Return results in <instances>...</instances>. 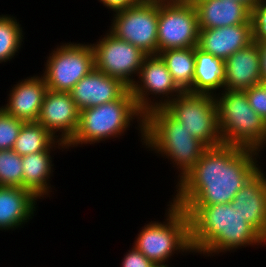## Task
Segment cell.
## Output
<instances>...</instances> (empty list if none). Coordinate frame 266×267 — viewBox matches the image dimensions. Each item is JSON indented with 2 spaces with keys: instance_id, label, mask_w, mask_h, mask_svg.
<instances>
[{
  "instance_id": "obj_4",
  "label": "cell",
  "mask_w": 266,
  "mask_h": 267,
  "mask_svg": "<svg viewBox=\"0 0 266 267\" xmlns=\"http://www.w3.org/2000/svg\"><path fill=\"white\" fill-rule=\"evenodd\" d=\"M137 122L140 141L144 146L145 115L137 108L133 95L128 88L117 100L80 110L79 125L76 134L67 144L66 152L75 147L94 145L120 139L130 126Z\"/></svg>"
},
{
  "instance_id": "obj_30",
  "label": "cell",
  "mask_w": 266,
  "mask_h": 267,
  "mask_svg": "<svg viewBox=\"0 0 266 267\" xmlns=\"http://www.w3.org/2000/svg\"><path fill=\"white\" fill-rule=\"evenodd\" d=\"M120 263L121 267H158L151 260H149L143 253H141L134 245L127 250Z\"/></svg>"
},
{
  "instance_id": "obj_33",
  "label": "cell",
  "mask_w": 266,
  "mask_h": 267,
  "mask_svg": "<svg viewBox=\"0 0 266 267\" xmlns=\"http://www.w3.org/2000/svg\"><path fill=\"white\" fill-rule=\"evenodd\" d=\"M236 1H239V2L247 5L250 9H252L254 7V5L260 0H236Z\"/></svg>"
},
{
  "instance_id": "obj_2",
  "label": "cell",
  "mask_w": 266,
  "mask_h": 267,
  "mask_svg": "<svg viewBox=\"0 0 266 267\" xmlns=\"http://www.w3.org/2000/svg\"><path fill=\"white\" fill-rule=\"evenodd\" d=\"M189 218V240L193 255L215 257L244 247L266 246V239L231 203L176 205ZM203 254V255H202Z\"/></svg>"
},
{
  "instance_id": "obj_15",
  "label": "cell",
  "mask_w": 266,
  "mask_h": 267,
  "mask_svg": "<svg viewBox=\"0 0 266 267\" xmlns=\"http://www.w3.org/2000/svg\"><path fill=\"white\" fill-rule=\"evenodd\" d=\"M128 87L95 68L69 91L79 110L117 100Z\"/></svg>"
},
{
  "instance_id": "obj_11",
  "label": "cell",
  "mask_w": 266,
  "mask_h": 267,
  "mask_svg": "<svg viewBox=\"0 0 266 267\" xmlns=\"http://www.w3.org/2000/svg\"><path fill=\"white\" fill-rule=\"evenodd\" d=\"M91 45L95 69L119 79L130 88L137 79L147 55L131 43L116 38L108 30Z\"/></svg>"
},
{
  "instance_id": "obj_18",
  "label": "cell",
  "mask_w": 266,
  "mask_h": 267,
  "mask_svg": "<svg viewBox=\"0 0 266 267\" xmlns=\"http://www.w3.org/2000/svg\"><path fill=\"white\" fill-rule=\"evenodd\" d=\"M231 205L266 239V173L262 167L237 192Z\"/></svg>"
},
{
  "instance_id": "obj_29",
  "label": "cell",
  "mask_w": 266,
  "mask_h": 267,
  "mask_svg": "<svg viewBox=\"0 0 266 267\" xmlns=\"http://www.w3.org/2000/svg\"><path fill=\"white\" fill-rule=\"evenodd\" d=\"M248 102L252 109L266 121V90L261 85L252 86L245 90Z\"/></svg>"
},
{
  "instance_id": "obj_26",
  "label": "cell",
  "mask_w": 266,
  "mask_h": 267,
  "mask_svg": "<svg viewBox=\"0 0 266 267\" xmlns=\"http://www.w3.org/2000/svg\"><path fill=\"white\" fill-rule=\"evenodd\" d=\"M0 186L23 188L22 156L12 149L0 150Z\"/></svg>"
},
{
  "instance_id": "obj_3",
  "label": "cell",
  "mask_w": 266,
  "mask_h": 267,
  "mask_svg": "<svg viewBox=\"0 0 266 267\" xmlns=\"http://www.w3.org/2000/svg\"><path fill=\"white\" fill-rule=\"evenodd\" d=\"M144 147L156 156L170 160L177 172V183L195 166L208 148L176 120L164 107L145 115ZM179 172V173H178Z\"/></svg>"
},
{
  "instance_id": "obj_23",
  "label": "cell",
  "mask_w": 266,
  "mask_h": 267,
  "mask_svg": "<svg viewBox=\"0 0 266 267\" xmlns=\"http://www.w3.org/2000/svg\"><path fill=\"white\" fill-rule=\"evenodd\" d=\"M182 92L193 93L195 47L167 49L158 54Z\"/></svg>"
},
{
  "instance_id": "obj_35",
  "label": "cell",
  "mask_w": 266,
  "mask_h": 267,
  "mask_svg": "<svg viewBox=\"0 0 266 267\" xmlns=\"http://www.w3.org/2000/svg\"><path fill=\"white\" fill-rule=\"evenodd\" d=\"M165 1H192V0H165Z\"/></svg>"
},
{
  "instance_id": "obj_27",
  "label": "cell",
  "mask_w": 266,
  "mask_h": 267,
  "mask_svg": "<svg viewBox=\"0 0 266 267\" xmlns=\"http://www.w3.org/2000/svg\"><path fill=\"white\" fill-rule=\"evenodd\" d=\"M24 121L6 114L0 108V150H11Z\"/></svg>"
},
{
  "instance_id": "obj_16",
  "label": "cell",
  "mask_w": 266,
  "mask_h": 267,
  "mask_svg": "<svg viewBox=\"0 0 266 267\" xmlns=\"http://www.w3.org/2000/svg\"><path fill=\"white\" fill-rule=\"evenodd\" d=\"M223 90L245 91L261 83L260 51L255 40L224 61Z\"/></svg>"
},
{
  "instance_id": "obj_31",
  "label": "cell",
  "mask_w": 266,
  "mask_h": 267,
  "mask_svg": "<svg viewBox=\"0 0 266 267\" xmlns=\"http://www.w3.org/2000/svg\"><path fill=\"white\" fill-rule=\"evenodd\" d=\"M142 0H98L105 8L115 12L119 11L122 9H126L128 7L137 5L141 2Z\"/></svg>"
},
{
  "instance_id": "obj_1",
  "label": "cell",
  "mask_w": 266,
  "mask_h": 267,
  "mask_svg": "<svg viewBox=\"0 0 266 267\" xmlns=\"http://www.w3.org/2000/svg\"><path fill=\"white\" fill-rule=\"evenodd\" d=\"M261 152L235 145L208 147L195 166L176 184L174 205L231 203L261 168ZM260 164V165H259Z\"/></svg>"
},
{
  "instance_id": "obj_24",
  "label": "cell",
  "mask_w": 266,
  "mask_h": 267,
  "mask_svg": "<svg viewBox=\"0 0 266 267\" xmlns=\"http://www.w3.org/2000/svg\"><path fill=\"white\" fill-rule=\"evenodd\" d=\"M57 141L38 122H24L13 151L20 156L48 150Z\"/></svg>"
},
{
  "instance_id": "obj_8",
  "label": "cell",
  "mask_w": 266,
  "mask_h": 267,
  "mask_svg": "<svg viewBox=\"0 0 266 267\" xmlns=\"http://www.w3.org/2000/svg\"><path fill=\"white\" fill-rule=\"evenodd\" d=\"M164 108L207 147L223 144L214 95L182 92Z\"/></svg>"
},
{
  "instance_id": "obj_10",
  "label": "cell",
  "mask_w": 266,
  "mask_h": 267,
  "mask_svg": "<svg viewBox=\"0 0 266 267\" xmlns=\"http://www.w3.org/2000/svg\"><path fill=\"white\" fill-rule=\"evenodd\" d=\"M157 38L158 54L198 46V16L192 1L159 0Z\"/></svg>"
},
{
  "instance_id": "obj_12",
  "label": "cell",
  "mask_w": 266,
  "mask_h": 267,
  "mask_svg": "<svg viewBox=\"0 0 266 267\" xmlns=\"http://www.w3.org/2000/svg\"><path fill=\"white\" fill-rule=\"evenodd\" d=\"M129 89L144 115L152 109L165 107L182 93L159 55L144 58L139 75Z\"/></svg>"
},
{
  "instance_id": "obj_14",
  "label": "cell",
  "mask_w": 266,
  "mask_h": 267,
  "mask_svg": "<svg viewBox=\"0 0 266 267\" xmlns=\"http://www.w3.org/2000/svg\"><path fill=\"white\" fill-rule=\"evenodd\" d=\"M9 90L7 103L0 108L8 115L24 122H37L48 87L40 74L26 77L15 82Z\"/></svg>"
},
{
  "instance_id": "obj_28",
  "label": "cell",
  "mask_w": 266,
  "mask_h": 267,
  "mask_svg": "<svg viewBox=\"0 0 266 267\" xmlns=\"http://www.w3.org/2000/svg\"><path fill=\"white\" fill-rule=\"evenodd\" d=\"M251 22L255 39H266V0L258 1L251 9Z\"/></svg>"
},
{
  "instance_id": "obj_17",
  "label": "cell",
  "mask_w": 266,
  "mask_h": 267,
  "mask_svg": "<svg viewBox=\"0 0 266 267\" xmlns=\"http://www.w3.org/2000/svg\"><path fill=\"white\" fill-rule=\"evenodd\" d=\"M255 41L252 24L199 29L198 47L204 52L226 60L236 51Z\"/></svg>"
},
{
  "instance_id": "obj_21",
  "label": "cell",
  "mask_w": 266,
  "mask_h": 267,
  "mask_svg": "<svg viewBox=\"0 0 266 267\" xmlns=\"http://www.w3.org/2000/svg\"><path fill=\"white\" fill-rule=\"evenodd\" d=\"M199 29L252 24L251 9L236 0H192Z\"/></svg>"
},
{
  "instance_id": "obj_25",
  "label": "cell",
  "mask_w": 266,
  "mask_h": 267,
  "mask_svg": "<svg viewBox=\"0 0 266 267\" xmlns=\"http://www.w3.org/2000/svg\"><path fill=\"white\" fill-rule=\"evenodd\" d=\"M17 20L11 14L0 15V64L10 63L23 46L25 33Z\"/></svg>"
},
{
  "instance_id": "obj_9",
  "label": "cell",
  "mask_w": 266,
  "mask_h": 267,
  "mask_svg": "<svg viewBox=\"0 0 266 267\" xmlns=\"http://www.w3.org/2000/svg\"><path fill=\"white\" fill-rule=\"evenodd\" d=\"M158 8L159 0H142L137 5L112 12L108 31L147 56L158 55Z\"/></svg>"
},
{
  "instance_id": "obj_7",
  "label": "cell",
  "mask_w": 266,
  "mask_h": 267,
  "mask_svg": "<svg viewBox=\"0 0 266 267\" xmlns=\"http://www.w3.org/2000/svg\"><path fill=\"white\" fill-rule=\"evenodd\" d=\"M46 59L41 75L48 89L53 91L69 92L95 68L94 51L89 42H62Z\"/></svg>"
},
{
  "instance_id": "obj_34",
  "label": "cell",
  "mask_w": 266,
  "mask_h": 267,
  "mask_svg": "<svg viewBox=\"0 0 266 267\" xmlns=\"http://www.w3.org/2000/svg\"><path fill=\"white\" fill-rule=\"evenodd\" d=\"M264 88H265V90H266V81H261V83H260Z\"/></svg>"
},
{
  "instance_id": "obj_6",
  "label": "cell",
  "mask_w": 266,
  "mask_h": 267,
  "mask_svg": "<svg viewBox=\"0 0 266 267\" xmlns=\"http://www.w3.org/2000/svg\"><path fill=\"white\" fill-rule=\"evenodd\" d=\"M168 203L165 221L145 223L132 243L158 267H171L169 260L178 253H193L189 240V218L182 208L171 201Z\"/></svg>"
},
{
  "instance_id": "obj_13",
  "label": "cell",
  "mask_w": 266,
  "mask_h": 267,
  "mask_svg": "<svg viewBox=\"0 0 266 267\" xmlns=\"http://www.w3.org/2000/svg\"><path fill=\"white\" fill-rule=\"evenodd\" d=\"M79 116L80 110L69 92L48 89L37 122L54 138L67 145L76 134Z\"/></svg>"
},
{
  "instance_id": "obj_19",
  "label": "cell",
  "mask_w": 266,
  "mask_h": 267,
  "mask_svg": "<svg viewBox=\"0 0 266 267\" xmlns=\"http://www.w3.org/2000/svg\"><path fill=\"white\" fill-rule=\"evenodd\" d=\"M39 200L25 188L0 186V231L23 228L36 216Z\"/></svg>"
},
{
  "instance_id": "obj_22",
  "label": "cell",
  "mask_w": 266,
  "mask_h": 267,
  "mask_svg": "<svg viewBox=\"0 0 266 267\" xmlns=\"http://www.w3.org/2000/svg\"><path fill=\"white\" fill-rule=\"evenodd\" d=\"M224 60L195 47L193 93L212 94L223 91Z\"/></svg>"
},
{
  "instance_id": "obj_5",
  "label": "cell",
  "mask_w": 266,
  "mask_h": 267,
  "mask_svg": "<svg viewBox=\"0 0 266 267\" xmlns=\"http://www.w3.org/2000/svg\"><path fill=\"white\" fill-rule=\"evenodd\" d=\"M214 97L223 144L251 148L264 153L266 121L252 109L245 91L223 90Z\"/></svg>"
},
{
  "instance_id": "obj_32",
  "label": "cell",
  "mask_w": 266,
  "mask_h": 267,
  "mask_svg": "<svg viewBox=\"0 0 266 267\" xmlns=\"http://www.w3.org/2000/svg\"><path fill=\"white\" fill-rule=\"evenodd\" d=\"M259 45L262 81H266V39H255Z\"/></svg>"
},
{
  "instance_id": "obj_20",
  "label": "cell",
  "mask_w": 266,
  "mask_h": 267,
  "mask_svg": "<svg viewBox=\"0 0 266 267\" xmlns=\"http://www.w3.org/2000/svg\"><path fill=\"white\" fill-rule=\"evenodd\" d=\"M67 150V145L57 140L48 150L22 156L23 188L31 191L38 199L50 198L52 191L51 177L55 150ZM51 192V193H50Z\"/></svg>"
}]
</instances>
